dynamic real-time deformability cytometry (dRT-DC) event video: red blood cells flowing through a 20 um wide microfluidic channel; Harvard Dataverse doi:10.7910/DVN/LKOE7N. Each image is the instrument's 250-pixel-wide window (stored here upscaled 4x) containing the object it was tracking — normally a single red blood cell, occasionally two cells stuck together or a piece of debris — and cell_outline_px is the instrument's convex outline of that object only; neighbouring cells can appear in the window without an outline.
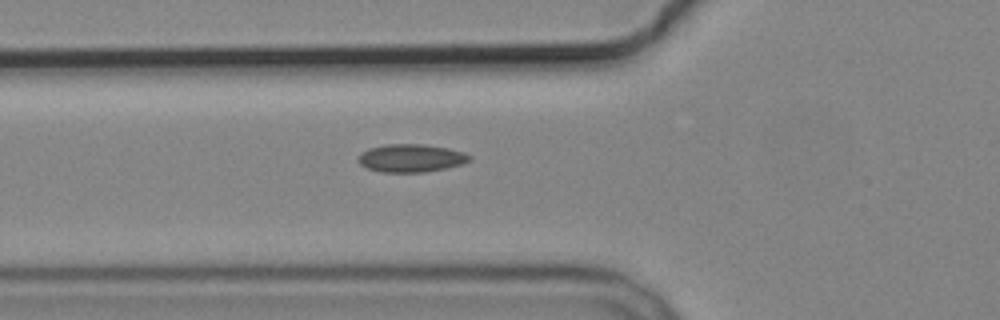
{"species": "common noctule bat (a hibernating species)", "species_latin": "Nyctalus noctula", "temperature_condition": "cold", "stored_images_in_passage": 6, "camera_frame_rate_fps": 3000, "um_per_image_px": 0.085, "animal": {"sex": "male", "body_mass_g": 19.2, "forearm_length_mm": 51.8}, "frame": {"image": 1, "passage_image": 6, "time_ms": 6.0, "image_size_px": [1000, 320], "cell_outline_px": [[472, 160], [464, 164], [424, 172], [380, 172], [368, 168], [360, 164], [356, 160], [360, 152], [368, 148], [384, 144], [424, 144], [448, 148], [464, 152], [472, 156]], "centroid_in_image_um": [34.93, 13.43], "position_along_channel_um": 90.9, "area_um2": 18.38}}